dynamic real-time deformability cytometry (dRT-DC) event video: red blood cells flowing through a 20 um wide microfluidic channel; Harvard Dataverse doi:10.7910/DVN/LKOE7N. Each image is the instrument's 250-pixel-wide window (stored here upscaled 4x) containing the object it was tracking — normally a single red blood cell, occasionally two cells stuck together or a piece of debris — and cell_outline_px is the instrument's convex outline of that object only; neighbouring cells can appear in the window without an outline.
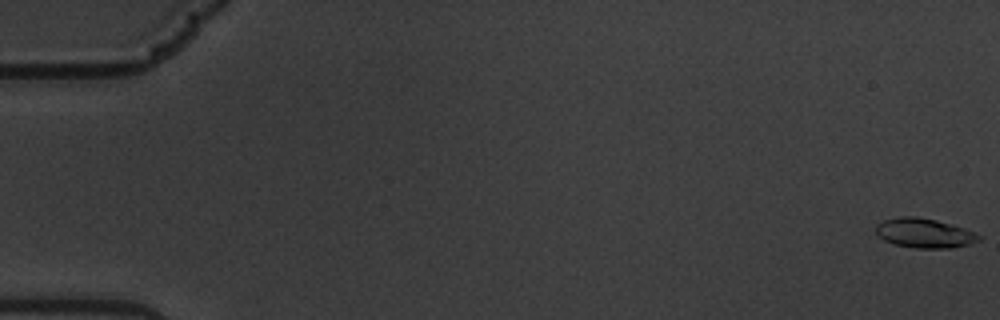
{"species": "common noctule bat (a hibernating species)", "species_latin": "Nyctalus noctula", "temperature_condition": "warm", "stored_images_in_passage": 61, "camera_frame_rate_fps": 3000, "um_per_image_px": 0.085, "animal": {"sex": "male", "body_mass_g": 19.5, "forearm_length_mm": 54.6}, "frame": {"image": 1, "passage_image": 1, "time_ms": 0.0, "image_size_px": [1000, 320], "cell_outline_px": [[984, 236], [980, 240], [968, 244], [952, 248], [916, 248], [896, 244], [884, 240], [876, 236], [876, 224], [884, 220], [900, 216], [916, 216], [936, 220], [964, 228]], "centroid_in_image_um": [78.57, 19.81], "position_along_channel_um": 6.4, "area_um2": 17.74}}
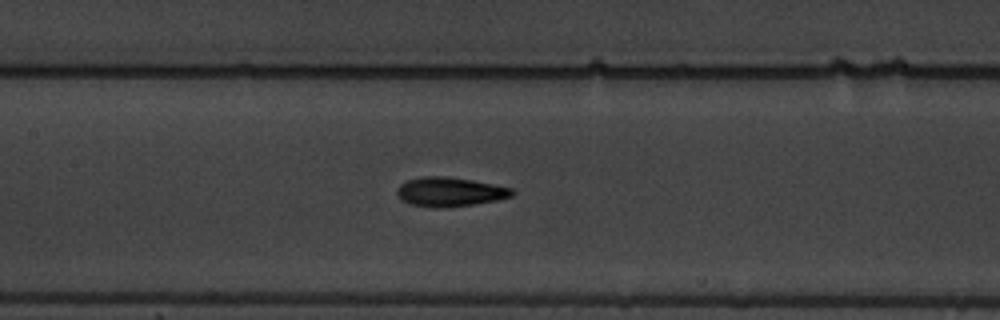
{"frame": {"image": 2, "passage_image": 30, "time_ms": 9.667, "image_size_px": [1000, 320], "cell_outline_px": [[516, 192], [512, 196], [496, 200], [472, 204], [436, 208], [432, 208], [412, 204], [404, 200], [396, 192], [396, 188], [400, 184], [408, 180], [424, 176], [448, 176], [472, 180], [512, 188]], "centroid_in_image_um": [38.24, 16.29], "position_along_channel_um": 169.2, "area_um2": 19.36}}
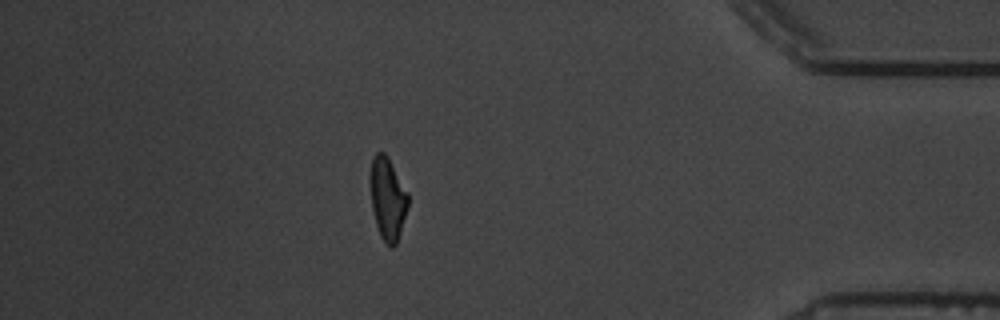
{"frame": {"image": 3, "passage_image": 54, "time_ms": 17.667, "image_size_px": [1000, 320], "cell_outline_px": [[408, 208], [396, 244], [392, 248], [388, 248], [380, 236], [376, 224], [372, 208], [368, 180], [368, 176], [372, 156], [376, 152], [384, 152], [388, 156], [408, 192]], "centroid_in_image_um": [32.92, 16.85], "position_along_channel_um": 402.3, "area_um2": 18.73}, "authors_computed_cell_mechanics": {"area_um2": 18.3804, "velocity_mm_per_s": 3.3836, "shape_relaxation_time_tau1_ms": 4.4526, "shape_relaxation_time_tau2_ms": 2.918, "deformation_change_tau1": 0.1885, "deformation_change_tau2": 0.1022}}